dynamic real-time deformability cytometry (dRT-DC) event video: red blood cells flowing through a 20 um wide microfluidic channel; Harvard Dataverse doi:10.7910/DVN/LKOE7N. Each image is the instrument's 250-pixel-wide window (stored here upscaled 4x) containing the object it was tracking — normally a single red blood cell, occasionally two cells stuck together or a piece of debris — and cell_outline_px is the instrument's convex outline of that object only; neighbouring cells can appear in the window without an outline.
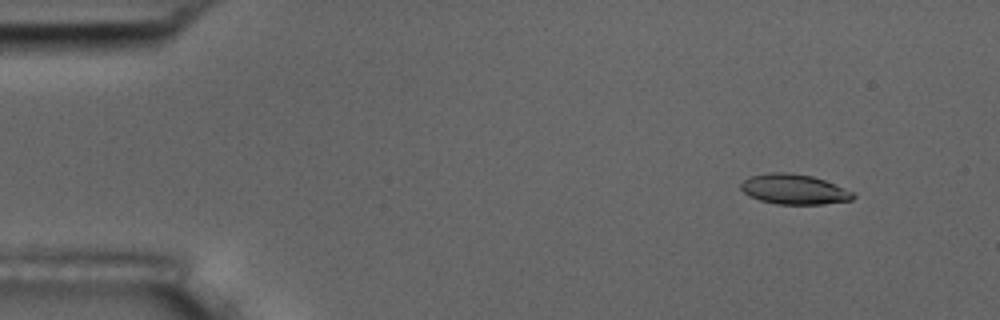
{"species": "common noctule bat (a hibernating species)", "species_latin": "Nyctalus noctula", "temperature_condition": "room temperature", "stored_images_in_passage": 5, "camera_frame_rate_fps": 3000, "um_per_image_px": 0.085, "animal": {"sex": "male", "body_mass_g": 17.5, "forearm_length_mm": 52.3}, "frame": {"image": 1, "passage_image": 2, "time_ms": 1.333, "image_size_px": [1000, 320], "cell_outline_px": [[856, 196], [852, 200], [824, 204], [776, 204], [760, 200], [748, 196], [740, 188], [740, 184], [744, 180], [752, 176], [772, 172], [784, 172], [812, 176], [824, 180], [844, 188], [852, 192]], "centroid_in_image_um": [67.49, 16.1], "position_along_channel_um": 17.5, "area_um2": 19.54}}
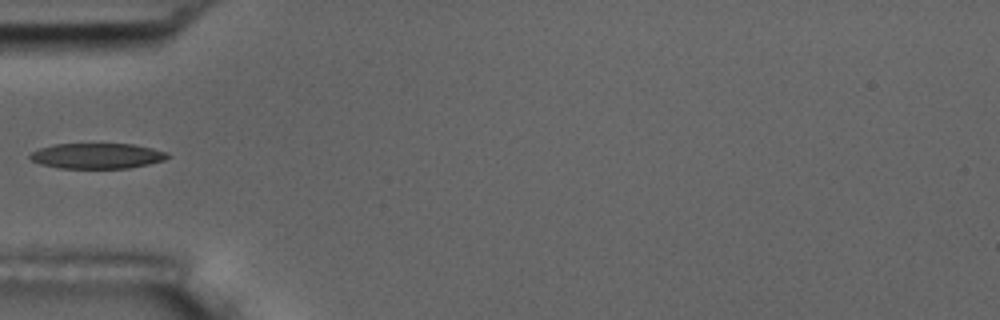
{"frame": {"image": 2, "passage_image": 5, "time_ms": 5.667, "image_size_px": [1000, 320], "cell_outline_px": [[168, 156], [164, 160], [148, 164], [128, 168], [60, 168], [40, 164], [32, 160], [28, 156], [32, 152], [40, 148], [52, 144], [132, 144], [152, 148], [168, 152]], "centroid_in_image_um": [8.23, 13.25], "position_along_channel_um": 76.8, "area_um2": 20.29}}